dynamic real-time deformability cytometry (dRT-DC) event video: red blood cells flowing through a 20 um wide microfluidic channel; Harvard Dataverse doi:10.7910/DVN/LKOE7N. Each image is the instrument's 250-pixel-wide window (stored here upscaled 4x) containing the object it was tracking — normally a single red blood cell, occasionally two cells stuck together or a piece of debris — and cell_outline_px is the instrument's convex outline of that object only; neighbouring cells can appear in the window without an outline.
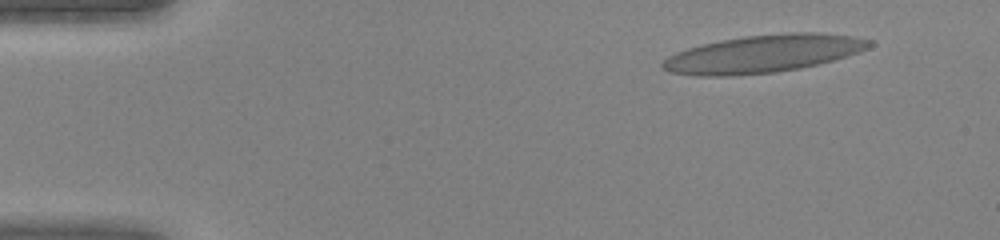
{"species": "human", "species_latin": "Homo sapiens", "temperature_condition": "warm", "stored_images_in_passage": 43, "camera_frame_rate_fps": 3000, "um_per_image_px": 0.085, "donor": {"sex": "female"}, "frame": {"image": 1, "passage_image": 2, "time_ms": 0.333, "image_size_px": [1000, 240], "cell_outline_px": [[872, 44], [868, 48], [832, 60], [800, 68], [776, 72], [724, 76], [700, 76], [672, 72], [664, 68], [660, 64], [668, 56], [688, 48], [704, 44], [724, 40], [748, 36], [796, 32], [812, 32], [848, 36], [872, 40]], "centroid_in_image_um": [64.85, 4.58], "position_along_channel_um": 20.1, "area_um2": 44.33}}
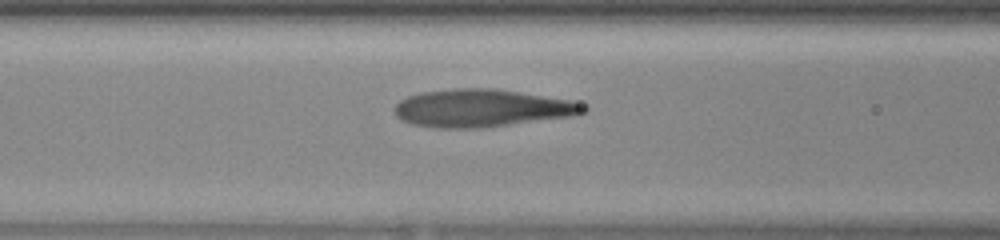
{"frame": {"image": 2, "passage_image": 16, "time_ms": 5.0, "image_size_px": [1000, 240], "cell_outline_px": [[588, 108], [584, 112], [568, 116], [480, 128], [436, 128], [412, 124], [396, 116], [396, 104], [400, 100], [408, 96], [424, 92], [460, 88], [492, 88], [568, 100], [584, 104]], "centroid_in_image_um": [40.91, 9.19], "position_along_channel_um": 125.7, "area_um2": 40.63}}
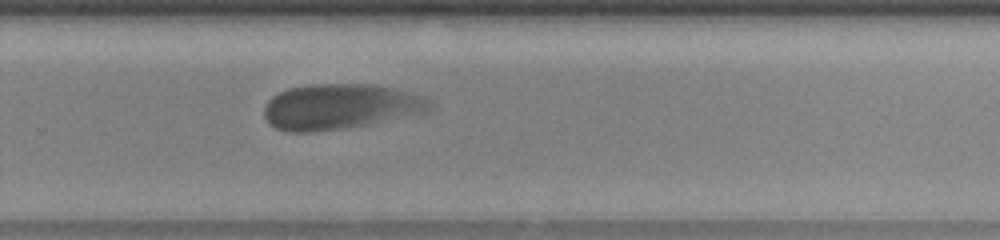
{"frame": {"image": 3, "passage_image": 28, "time_ms": 9.0, "image_size_px": [1000, 240], "cell_outline_px": [[432, 104], [428, 112], [368, 124], [312, 132], [288, 132], [276, 128], [268, 124], [264, 116], [264, 108], [268, 100], [272, 96], [288, 88], [312, 84], [376, 84], [424, 96]], "centroid_in_image_um": [28.88, 9.06], "position_along_channel_um": 300.9, "area_um2": 43.75}}